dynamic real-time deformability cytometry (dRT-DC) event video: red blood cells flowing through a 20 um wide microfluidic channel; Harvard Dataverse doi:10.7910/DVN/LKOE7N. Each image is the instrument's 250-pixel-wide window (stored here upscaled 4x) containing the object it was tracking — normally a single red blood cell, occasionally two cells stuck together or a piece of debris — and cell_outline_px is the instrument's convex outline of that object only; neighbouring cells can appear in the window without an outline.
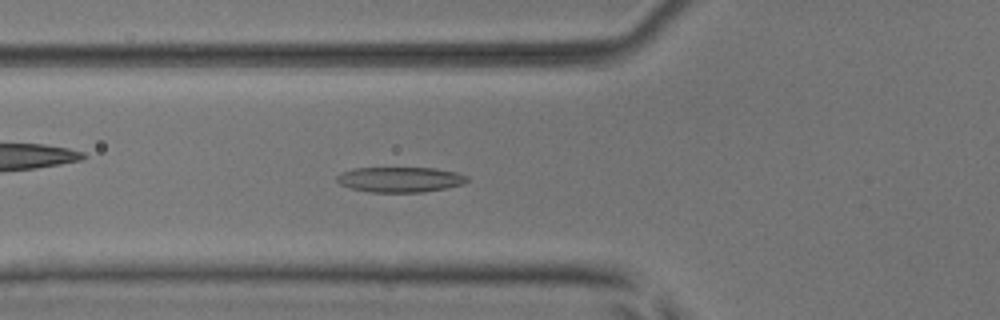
{"species": "common noctule bat (a hibernating species)", "species_latin": "Nyctalus noctula", "temperature_condition": "room temperature", "stored_images_in_passage": 43, "camera_frame_rate_fps": 3000, "um_per_image_px": 0.085, "animal": {"sex": "male", "body_mass_g": 17.9, "forearm_length_mm": 54.2}, "frame": {"image": 1, "passage_image": 10, "time_ms": 3.0, "image_size_px": [1000, 320], "cell_outline_px": [[468, 180], [464, 184], [448, 188], [424, 192], [368, 192], [352, 188], [340, 184], [336, 180], [336, 176], [340, 172], [356, 168], [436, 168], [456, 172], [468, 176]], "centroid_in_image_um": [34.03, 15.26], "position_along_channel_um": 91.8, "area_um2": 19.31}}
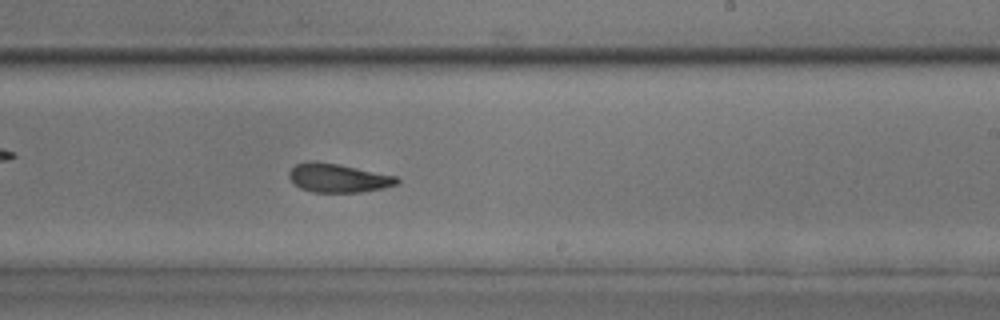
{"frame": {"image": 2, "passage_image": 23, "time_ms": 7.333, "image_size_px": [1000, 320], "cell_outline_px": [[400, 180], [396, 184], [384, 188], [360, 192], [312, 192], [300, 188], [288, 176], [288, 172], [296, 164], [308, 160], [336, 164], [396, 176]], "centroid_in_image_um": [28.71, 15.13], "position_along_channel_um": 260.3, "area_um2": 17.8}}
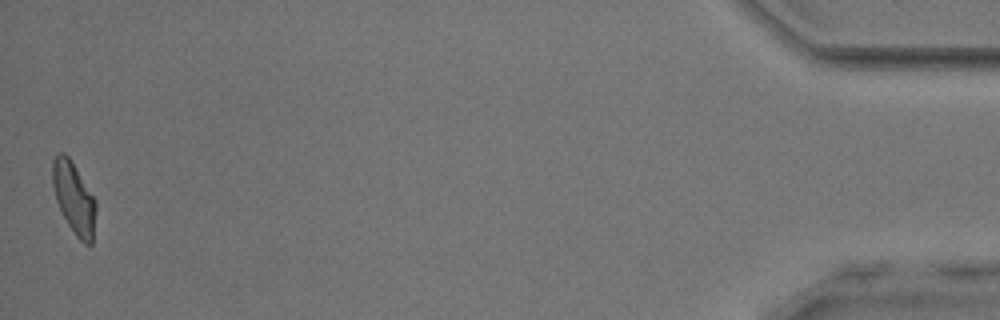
{"frame": {"image": 3, "passage_image": 43, "time_ms": 14.0, "image_size_px": [1000, 320], "cell_outline_px": [[96, 208], [92, 244], [84, 244], [76, 236], [68, 224], [56, 200], [52, 184], [52, 160], [60, 152], [64, 152], [68, 156], [96, 200]], "centroid_in_image_um": [6.28, 16.83], "position_along_channel_um": 428.9, "area_um2": 17.86}, "authors_computed_cell_mechanics": {"area_um2": 18.2648, "velocity_mm_per_s": 3.8991, "shape_relaxation_time_tau1_ms": 4.6535, "shape_relaxation_time_tau2_ms": 1.8084, "deformation_change_tau1": 0.1497, "deformation_change_tau2": 0.0859}}